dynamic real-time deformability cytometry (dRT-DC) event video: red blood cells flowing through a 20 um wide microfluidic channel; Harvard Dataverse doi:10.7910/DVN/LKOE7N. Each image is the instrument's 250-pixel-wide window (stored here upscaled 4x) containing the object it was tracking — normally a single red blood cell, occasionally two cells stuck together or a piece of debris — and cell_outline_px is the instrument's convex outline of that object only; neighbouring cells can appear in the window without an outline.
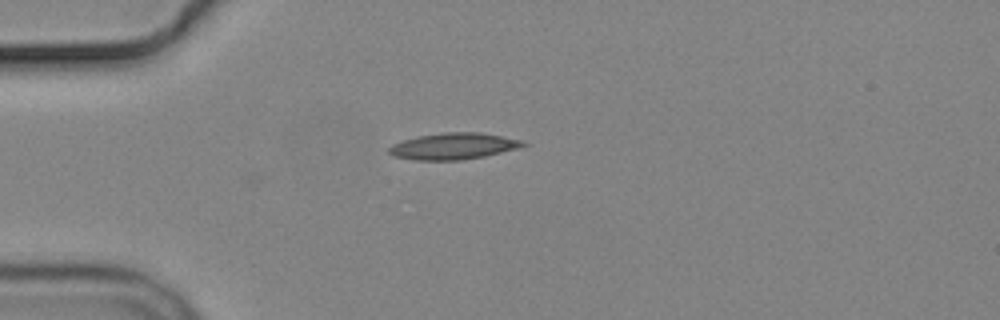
{"species": "common noctule bat (a hibernating species)", "species_latin": "Nyctalus noctula", "temperature_condition": "cold", "stored_images_in_passage": 7, "camera_frame_rate_fps": 3000, "um_per_image_px": 0.085, "animal": {"sex": "male", "body_mass_g": 19.2, "forearm_length_mm": 51.8}, "frame": {"image": 1, "passage_image": 2, "time_ms": 2.333, "image_size_px": [1000, 320], "cell_outline_px": [[528, 144], [520, 148], [484, 156], [460, 160], [416, 160], [392, 156], [388, 152], [388, 148], [392, 144], [416, 136], [444, 132], [480, 132], [524, 140]], "centroid_in_image_um": [38.55, 12.42], "position_along_channel_um": 46.4, "area_um2": 20.81}}
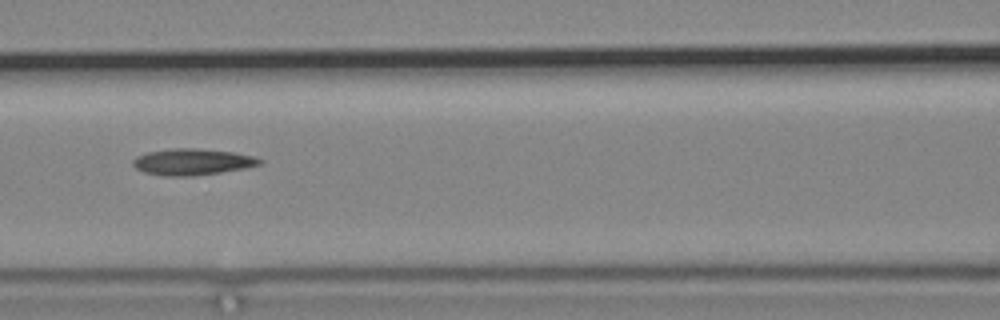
{"frame": {"image": 2, "passage_image": 5, "time_ms": 5.667, "image_size_px": [1000, 320], "cell_outline_px": [[264, 160], [260, 164], [244, 168], [220, 172], [192, 176], [164, 176], [144, 172], [136, 168], [132, 164], [132, 160], [136, 156], [148, 152], [172, 148], [196, 148], [232, 152], [256, 156]], "centroid_in_image_um": [16.34, 13.75], "position_along_channel_um": 150.3, "area_um2": 19.48}}
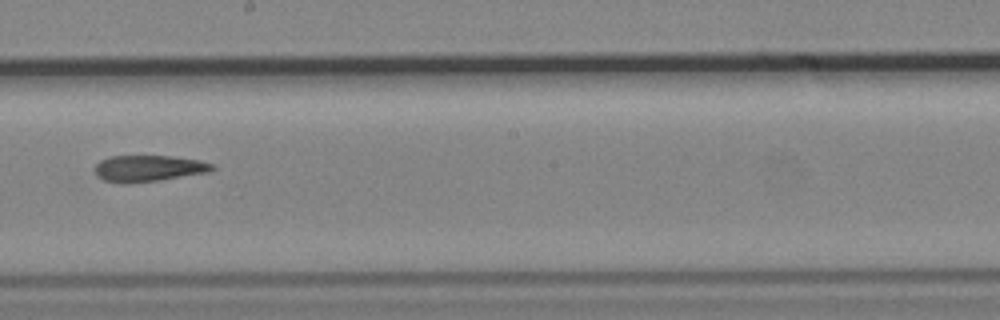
{"frame": {"image": 3, "passage_image": 7, "time_ms": 8.0, "image_size_px": [1000, 320], "cell_outline_px": [[216, 168], [208, 172], [160, 180], [128, 184], [120, 184], [104, 180], [96, 176], [96, 164], [100, 160], [112, 156], [172, 156], [200, 160], [216, 164]], "centroid_in_image_um": [12.64, 14.32], "position_along_channel_um": 235.6, "area_um2": 18.21}}